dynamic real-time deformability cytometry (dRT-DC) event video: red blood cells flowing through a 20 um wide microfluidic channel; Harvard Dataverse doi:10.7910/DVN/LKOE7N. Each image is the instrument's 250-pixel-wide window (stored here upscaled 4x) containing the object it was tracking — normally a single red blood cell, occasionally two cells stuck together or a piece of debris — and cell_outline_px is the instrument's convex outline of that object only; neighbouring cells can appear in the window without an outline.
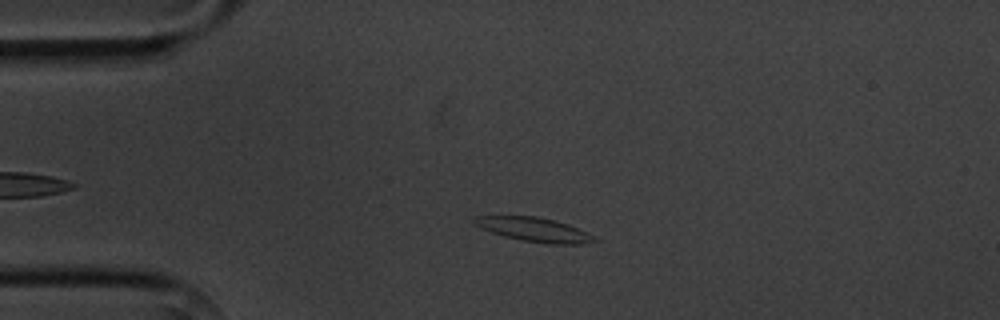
{"species": "common noctule bat (a hibernating species)", "species_latin": "Nyctalus noctula", "temperature_condition": "cold", "stored_images_in_passage": 4, "camera_frame_rate_fps": 3000, "um_per_image_px": 0.085, "animal": {"sex": "male", "body_mass_g": 20.1, "forearm_length_mm": 53.5}, "frame": {"image": 1, "passage_image": 3, "time_ms": 2.333, "image_size_px": [1000, 320], "cell_outline_px": [[600, 240], [580, 244], [548, 244], [520, 240], [504, 236], [480, 228], [472, 224], [472, 216], [536, 216], [568, 224], [588, 232], [596, 236]], "centroid_in_image_um": [45.4, 19.52], "position_along_channel_um": 39.6, "area_um2": 17.05}}